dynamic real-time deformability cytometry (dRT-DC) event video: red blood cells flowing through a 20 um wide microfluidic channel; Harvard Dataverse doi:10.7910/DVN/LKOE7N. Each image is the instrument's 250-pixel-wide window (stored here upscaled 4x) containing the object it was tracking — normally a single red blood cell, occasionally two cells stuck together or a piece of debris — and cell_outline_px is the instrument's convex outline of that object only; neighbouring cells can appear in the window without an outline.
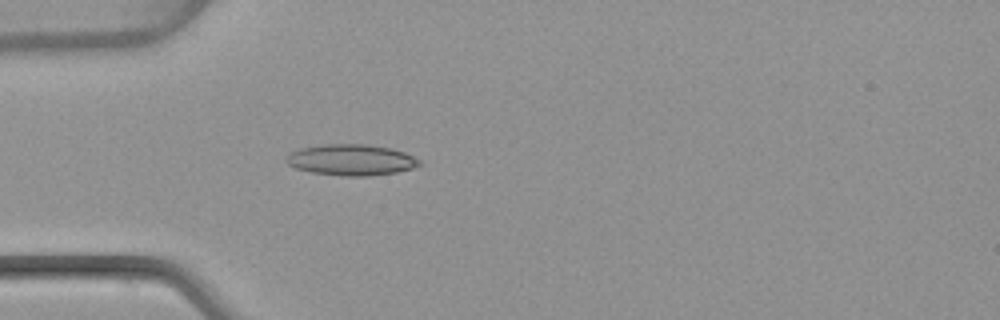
{"species": "common noctule bat (a hibernating species)", "species_latin": "Nyctalus noctula", "temperature_condition": "warm", "stored_images_in_passage": 36, "camera_frame_rate_fps": 3000, "um_per_image_px": 0.085, "animal": {"sex": "female", "body_mass_g": 22.7, "forearm_length_mm": 54.2}, "frame": {"image": 1, "passage_image": 1, "time_ms": 0.0, "image_size_px": [1000, 320], "cell_outline_px": [[424, 164], [412, 168], [396, 172], [368, 176], [344, 176], [312, 172], [296, 168], [288, 164], [284, 160], [288, 152], [300, 148], [324, 144], [368, 144], [392, 148], [404, 152], [420, 160]], "centroid_in_image_um": [29.84, 13.58], "position_along_channel_um": 55.2, "area_um2": 24.28}}
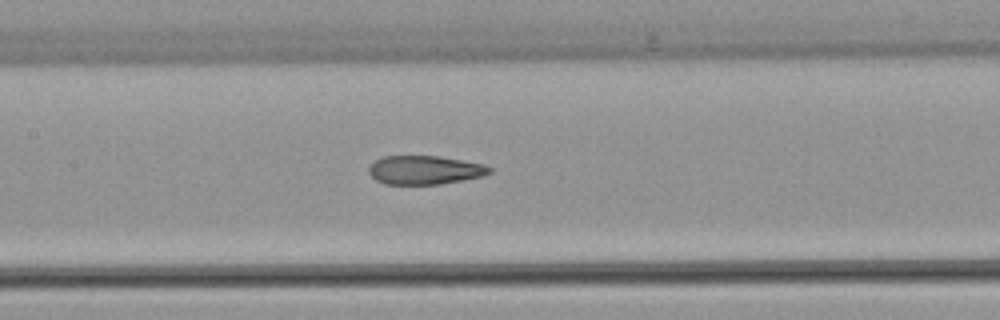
{"frame": {"image": 2, "passage_image": 10, "time_ms": 3.0, "image_size_px": [1000, 320], "cell_outline_px": [[492, 172], [480, 176], [440, 184], [384, 184], [376, 180], [368, 172], [368, 168], [376, 160], [384, 156], [436, 156], [484, 164], [492, 168]], "centroid_in_image_um": [36.07, 14.45], "position_along_channel_um": 171.3, "area_um2": 19.94}}
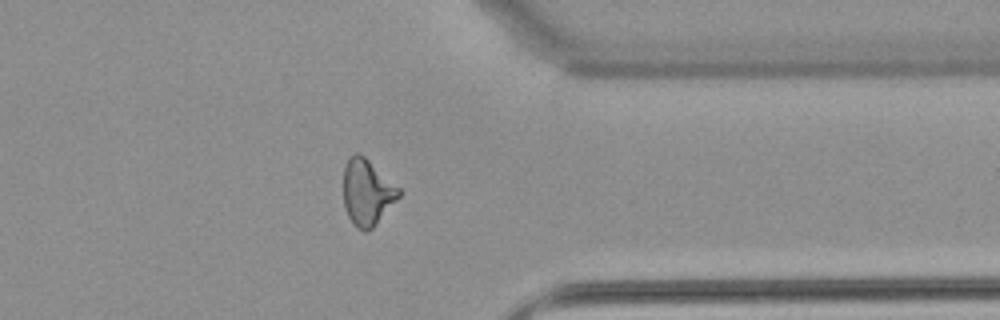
{"frame": {"image": 3, "passage_image": 26, "time_ms": 8.333, "image_size_px": [1000, 320], "cell_outline_px": [[400, 196], [372, 228], [368, 232], [364, 232], [356, 228], [352, 224], [348, 216], [344, 204], [344, 164], [356, 152], [360, 152], [400, 188]], "centroid_in_image_um": [31.19, 16.35], "position_along_channel_um": 380.2, "area_um2": 21.27}, "authors_computed_cell_mechanics": {"area_um2": 21.2415, "velocity_mm_per_s": 4.0772, "shape_relaxation_time_tau1_ms": null, "shape_relaxation_time_tau2_ms": 1.6721, "deformation_change_tau1": null, "deformation_change_tau2": 0.0988}}